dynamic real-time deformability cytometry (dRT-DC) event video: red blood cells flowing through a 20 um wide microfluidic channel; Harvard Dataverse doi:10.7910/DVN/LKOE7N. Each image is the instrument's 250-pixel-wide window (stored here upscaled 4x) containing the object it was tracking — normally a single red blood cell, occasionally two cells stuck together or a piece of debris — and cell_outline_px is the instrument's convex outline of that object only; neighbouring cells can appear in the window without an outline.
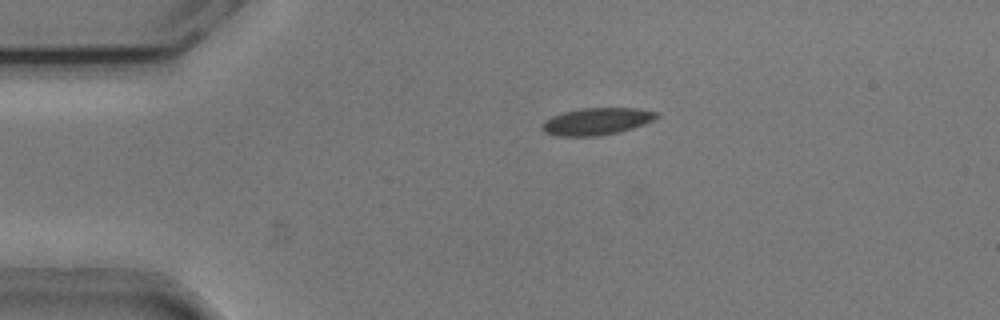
{"species": "common noctule bat (a hibernating species)", "species_latin": "Nyctalus noctula", "temperature_condition": "cold", "stored_images_in_passage": 32, "camera_frame_rate_fps": 3000, "um_per_image_px": 0.085, "animal": {"sex": "male", "body_mass_g": 20.5, "forearm_length_mm": 52.5}, "frame": {"image": 1, "passage_image": 1, "time_ms": 0.0, "image_size_px": [1000, 320], "cell_outline_px": [[660, 116], [644, 124], [620, 132], [600, 136], [556, 136], [544, 132], [540, 128], [540, 124], [544, 120], [552, 116], [564, 112], [580, 108], [640, 108], [656, 112]], "centroid_in_image_um": [50.68, 10.32], "position_along_channel_um": 34.3, "area_um2": 18.26}}
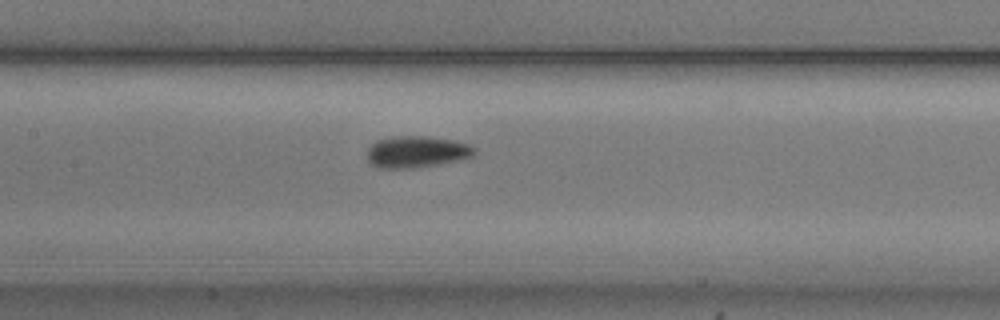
{"frame": {"image": 2, "passage_image": 15, "time_ms": 4.667, "image_size_px": [1000, 320], "cell_outline_px": [[476, 156], [460, 160], [440, 164], [416, 168], [380, 168], [372, 164], [368, 160], [368, 148], [376, 140], [392, 136], [428, 136], [452, 140], [468, 144], [476, 148]], "centroid_in_image_um": [35.45, 12.9], "position_along_channel_um": 171.9, "area_um2": 20.0}}
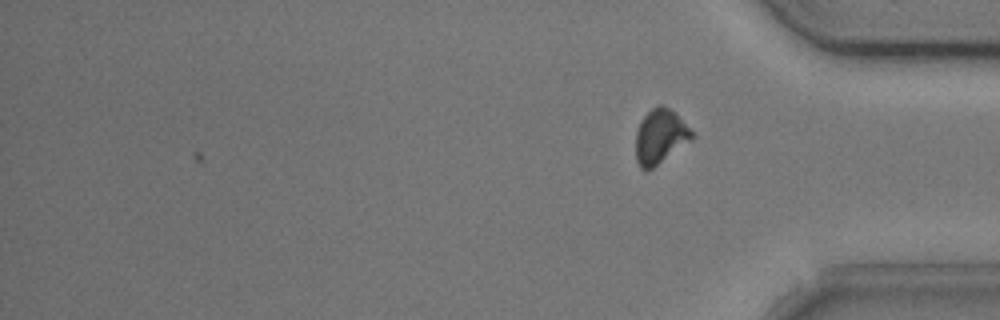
{"frame": {"image": 3, "passage_image": 32, "time_ms": 10.333, "image_size_px": [1000, 320], "cell_outline_px": [[696, 136], [692, 140], [648, 172], [644, 172], [640, 168], [636, 160], [636, 132], [640, 120], [652, 108], [660, 104], [676, 112]], "centroid_in_image_um": [56.12, 11.63], "position_along_channel_um": 379.1, "area_um2": 18.15}, "authors_computed_cell_mechanics": {"area_um2": 18.6983, "velocity_mm_per_s": 3.7734, "shape_relaxation_time_tau1_ms": 3.6279, "shape_relaxation_time_tau2_ms": 1.7985, "deformation_change_tau1": 0.0842, "deformation_change_tau2": 0.0406}}